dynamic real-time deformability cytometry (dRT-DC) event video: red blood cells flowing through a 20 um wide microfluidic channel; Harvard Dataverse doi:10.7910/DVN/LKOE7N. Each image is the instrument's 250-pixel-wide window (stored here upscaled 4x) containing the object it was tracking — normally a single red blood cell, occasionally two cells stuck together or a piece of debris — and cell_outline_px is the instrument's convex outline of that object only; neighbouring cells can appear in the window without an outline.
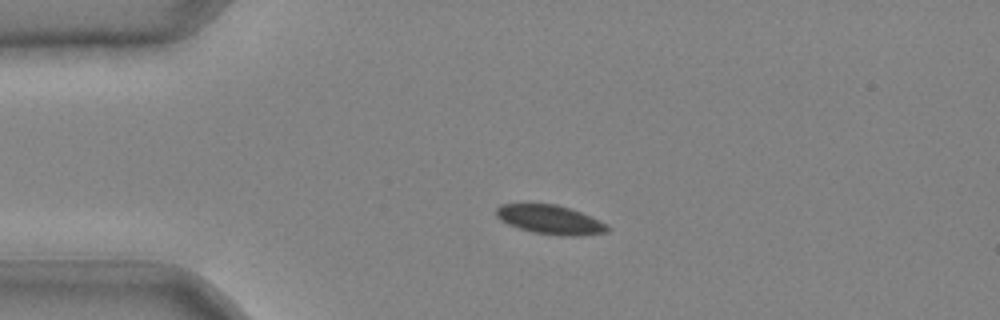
{"species": "common noctule bat (a hibernating species)", "species_latin": "Nyctalus noctula", "temperature_condition": "cold", "stored_images_in_passage": 34, "camera_frame_rate_fps": 3000, "um_per_image_px": 0.085, "animal": {"sex": "male", "body_mass_g": 20.4}, "frame": {"image": 1, "passage_image": 1, "time_ms": 0.0, "image_size_px": [1000, 320], "cell_outline_px": [[612, 228], [608, 232], [580, 236], [560, 236], [532, 232], [508, 224], [500, 220], [496, 216], [496, 208], [500, 204], [556, 204], [580, 212], [600, 220], [608, 224]], "centroid_in_image_um": [46.8, 18.68], "position_along_channel_um": 38.2, "area_um2": 18.96}}
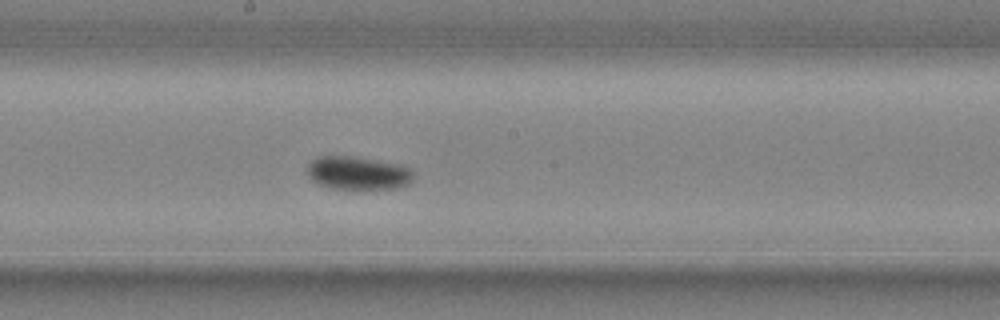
{"frame": {"image": 2, "passage_image": 15, "time_ms": 4.667, "image_size_px": [1000, 320], "cell_outline_px": [[416, 176], [408, 184], [400, 188], [360, 192], [332, 188], [316, 184], [308, 176], [304, 168], [316, 156], [352, 156], [400, 164], [412, 168]], "centroid_in_image_um": [30.44, 14.76], "position_along_channel_um": 217.8, "area_um2": 21.91}}
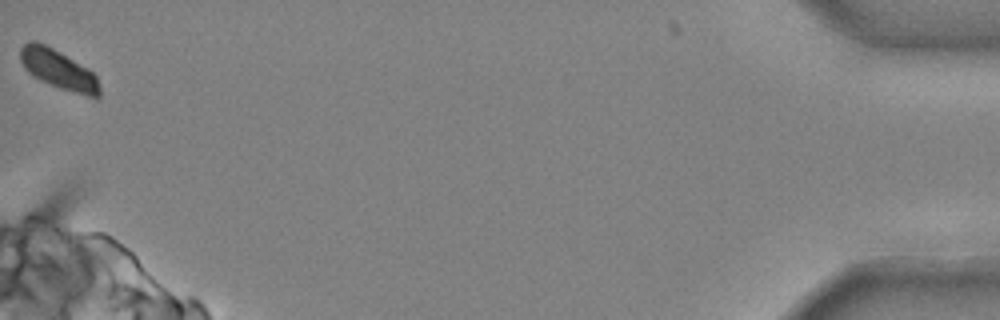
{"frame": {"image": 3, "passage_image": 34, "time_ms": 11.0, "image_size_px": [1000, 320], "cell_outline_px": [[100, 96], [88, 96], [60, 88], [40, 80], [28, 72], [24, 68], [20, 60], [20, 48], [28, 40], [36, 40], [60, 52], [88, 68], [96, 76], [100, 88]], "centroid_in_image_um": [4.94, 5.88], "position_along_channel_um": 430.3, "area_um2": 18.03}}